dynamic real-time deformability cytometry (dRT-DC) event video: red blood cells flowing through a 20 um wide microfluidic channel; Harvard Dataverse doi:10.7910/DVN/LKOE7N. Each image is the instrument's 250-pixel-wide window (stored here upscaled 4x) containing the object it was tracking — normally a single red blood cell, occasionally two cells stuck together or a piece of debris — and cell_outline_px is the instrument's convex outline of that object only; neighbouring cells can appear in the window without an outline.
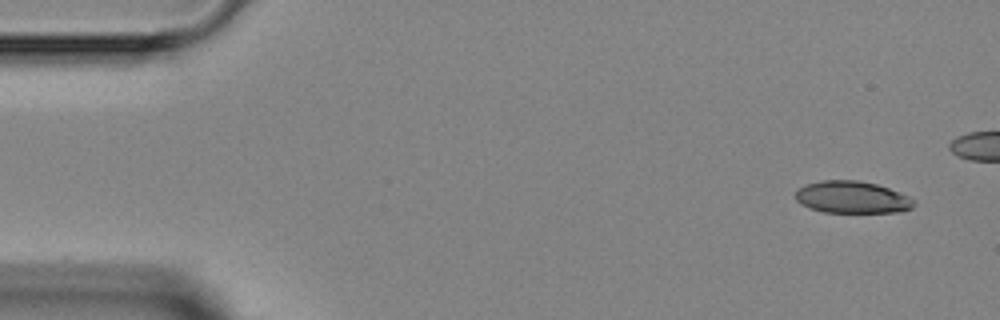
{"species": "Egyptian fruit bat (a non-hibernating species)", "species_latin": "Rousettus aegyptiacus", "temperature_condition": "room temperature", "stored_images_in_passage": 4, "camera_frame_rate_fps": 3000, "um_per_image_px": 0.085, "animal": {"sex": "female"}, "frame": {"image": 1, "passage_image": 1, "time_ms": 0.0, "image_size_px": [1000, 320], "cell_outline_px": [[916, 204], [912, 208], [900, 212], [824, 212], [800, 204], [796, 200], [796, 192], [800, 188], [808, 184], [820, 180], [856, 180], [876, 184], [888, 188], [908, 196], [916, 200]], "centroid_in_image_um": [72.46, 16.77], "position_along_channel_um": 12.5, "area_um2": 22.02}}